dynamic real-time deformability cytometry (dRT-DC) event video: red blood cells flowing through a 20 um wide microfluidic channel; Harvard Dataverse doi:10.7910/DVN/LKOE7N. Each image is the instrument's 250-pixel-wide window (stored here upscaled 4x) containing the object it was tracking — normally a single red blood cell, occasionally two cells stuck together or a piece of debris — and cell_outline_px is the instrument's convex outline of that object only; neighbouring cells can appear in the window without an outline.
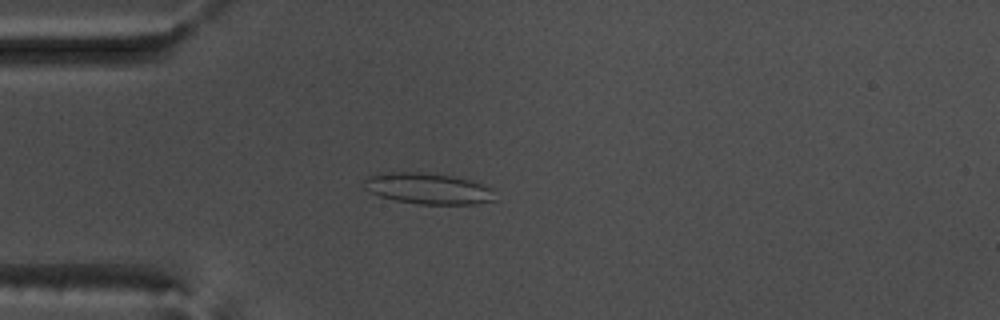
{"species": "common noctule bat (a hibernating species)", "species_latin": "Nyctalus noctula", "temperature_condition": "warm", "stored_images_in_passage": 54, "camera_frame_rate_fps": 3000, "um_per_image_px": 0.085, "animal": {"sex": "male", "body_mass_g": 17.5, "forearm_length_mm": 52.3}, "frame": {"image": 1, "passage_image": 14, "time_ms": 4.333, "image_size_px": [1000, 320], "cell_outline_px": [[500, 200], [476, 204], [416, 204], [396, 200], [380, 196], [364, 188], [360, 184], [368, 176], [380, 172], [420, 172], [452, 176], [468, 180], [492, 188]], "centroid_in_image_um": [36.4, 16.03], "position_along_channel_um": 48.6, "area_um2": 23.99}}
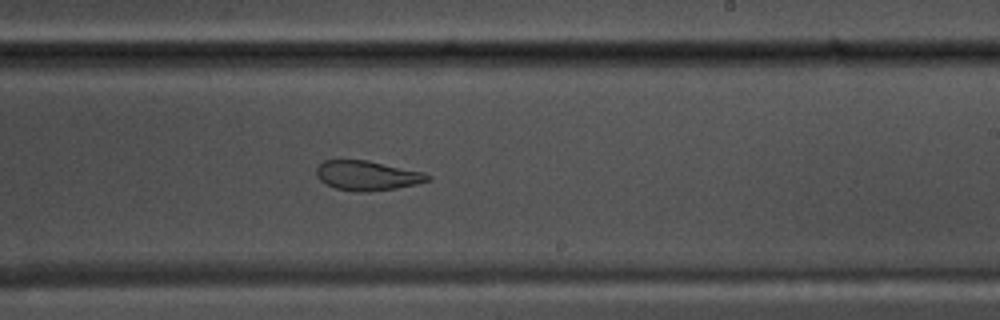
{"frame": {"image": 2, "passage_image": 32, "time_ms": 10.333, "image_size_px": [1000, 320], "cell_outline_px": [[432, 180], [416, 184], [396, 188], [368, 192], [356, 192], [336, 188], [324, 184], [320, 180], [316, 172], [316, 168], [324, 160], [368, 160], [424, 172], [432, 176]], "centroid_in_image_um": [31.24, 14.92], "position_along_channel_um": 257.8, "area_um2": 19.36}}
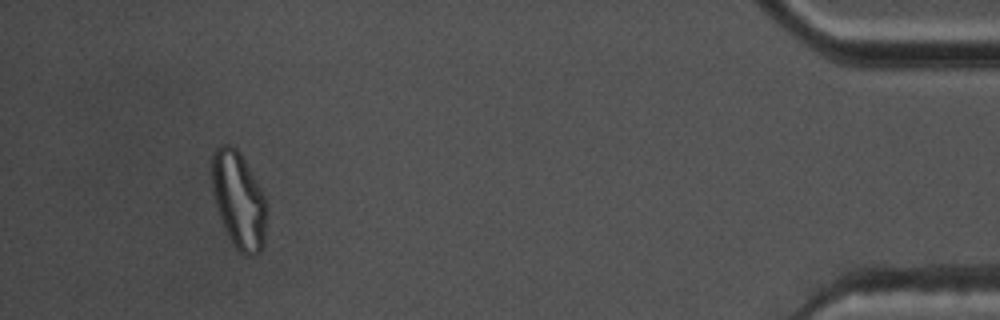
{"frame": {"image": 3, "passage_image": 50, "time_ms": 16.333, "image_size_px": [1000, 320], "cell_outline_px": [[268, 208], [264, 244], [260, 252], [252, 256], [244, 256], [232, 244], [220, 220], [216, 208], [212, 192], [212, 152], [220, 144], [228, 144], [236, 148], [240, 152], [260, 188], [264, 196]], "centroid_in_image_um": [20.29, 17.04], "position_along_channel_um": 414.9, "area_um2": 31.33}, "authors_computed_cell_mechanics": {"area_um2": 23.9581, "velocity_mm_per_s": 3.7287, "shape_relaxation_time_tau1_ms": null, "shape_relaxation_time_tau2_ms": 1.9849, "deformation_change_tau1": null, "deformation_change_tau2": 0.0965}}